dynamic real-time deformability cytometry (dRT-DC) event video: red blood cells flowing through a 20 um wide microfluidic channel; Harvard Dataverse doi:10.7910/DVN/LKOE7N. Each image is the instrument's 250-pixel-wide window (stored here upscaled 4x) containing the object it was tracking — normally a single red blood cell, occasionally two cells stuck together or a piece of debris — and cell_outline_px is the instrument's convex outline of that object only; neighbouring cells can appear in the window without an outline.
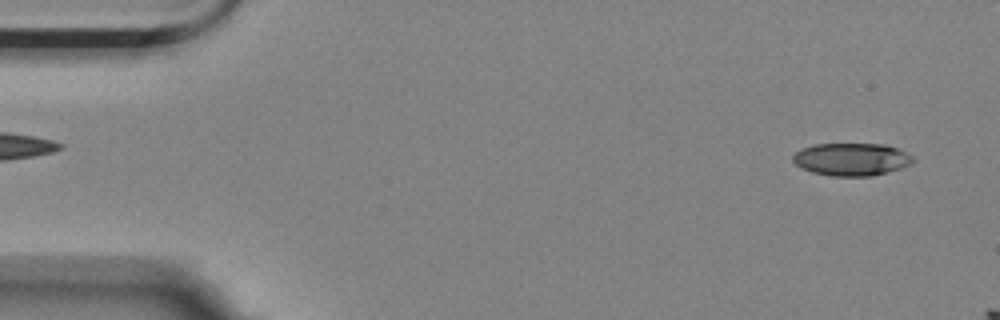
{"species": "Egyptian fruit bat (a non-hibernating species)", "species_latin": "Rousettus aegyptiacus", "temperature_condition": "room temperature", "stored_images_in_passage": 3, "camera_frame_rate_fps": 3000, "um_per_image_px": 0.085, "animal": {"sex": "female"}, "frame": {"image": 1, "passage_image": 1, "time_ms": 0.0, "image_size_px": [1000, 320], "cell_outline_px": [[912, 164], [888, 172], [872, 176], [832, 176], [812, 172], [800, 168], [792, 160], [792, 156], [796, 152], [804, 148], [816, 144], [888, 144], [912, 156]], "centroid_in_image_um": [72.36, 13.55], "position_along_channel_um": 12.6, "area_um2": 22.77}}